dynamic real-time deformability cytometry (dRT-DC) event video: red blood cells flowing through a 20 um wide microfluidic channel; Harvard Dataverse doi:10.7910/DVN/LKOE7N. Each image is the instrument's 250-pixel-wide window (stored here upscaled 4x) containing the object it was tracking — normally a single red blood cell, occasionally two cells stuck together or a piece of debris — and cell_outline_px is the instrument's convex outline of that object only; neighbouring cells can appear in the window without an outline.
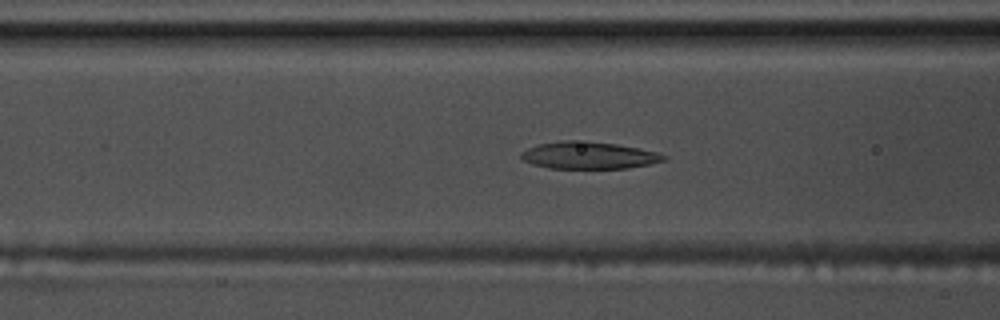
{"species": "common noctule bat (a hibernating species)", "species_latin": "Nyctalus noctula", "temperature_condition": "warm", "stored_images_in_passage": 59, "camera_frame_rate_fps": 3000, "um_per_image_px": 0.085, "animal": {"sex": "male", "body_mass_g": 17.5, "forearm_length_mm": 52.3}, "frame": {"image": 1, "passage_image": 24, "time_ms": 7.667, "image_size_px": [1000, 320], "cell_outline_px": [[668, 156], [664, 160], [648, 164], [628, 168], [548, 168], [532, 164], [524, 160], [520, 156], [520, 152], [536, 144], [564, 140], [588, 140], [616, 144], [656, 152]], "centroid_in_image_um": [49.99, 13.19], "position_along_channel_um": 116.6, "area_um2": 22.54}}
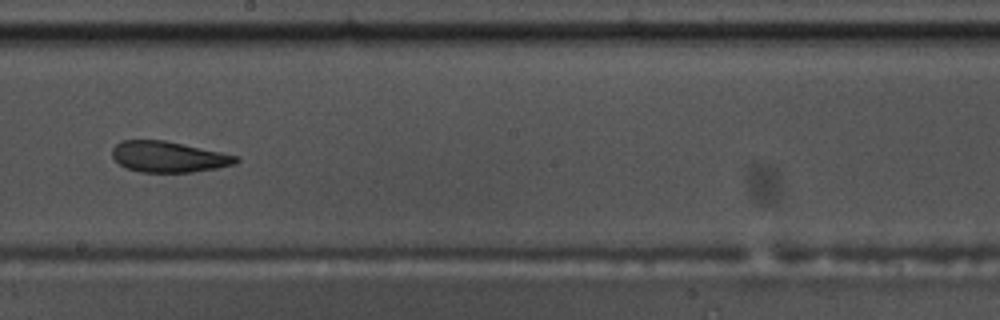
{"frame": {"image": 2, "passage_image": 34, "time_ms": 11.0, "image_size_px": [1000, 320], "cell_outline_px": [[240, 160], [236, 164], [216, 168], [192, 172], [140, 172], [124, 168], [112, 156], [112, 148], [116, 144], [124, 140], [164, 140], [240, 156]], "centroid_in_image_um": [14.34, 13.33], "position_along_channel_um": 233.9, "area_um2": 22.31}}
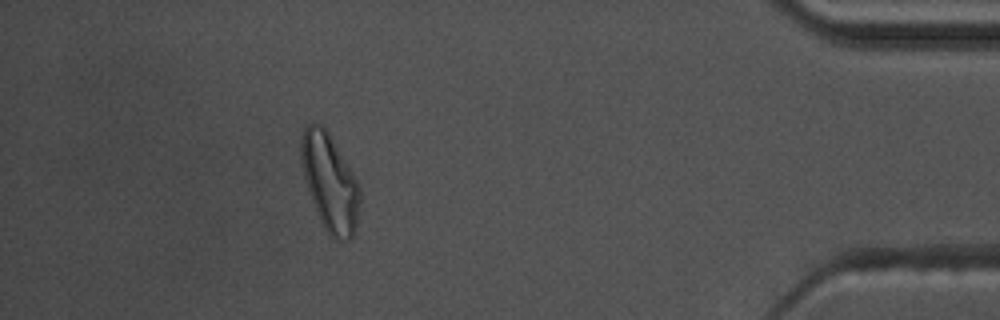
{"frame": {"image": 3, "passage_image": 53, "time_ms": 17.333, "image_size_px": [1000, 320], "cell_outline_px": [[360, 204], [356, 228], [352, 236], [348, 240], [336, 240], [324, 228], [316, 212], [304, 176], [300, 160], [300, 140], [304, 128], [308, 124], [320, 124], [328, 132], [352, 172], [360, 188]], "centroid_in_image_um": [28.03, 15.52], "position_along_channel_um": 407.2, "area_um2": 32.89}, "authors_computed_cell_mechanics": {"area_um2": 23.2934, "velocity_mm_per_s": 3.5347, "shape_relaxation_time_tau1_ms": 4.6621, "shape_relaxation_time_tau2_ms": 2.81, "deformation_change_tau1": 0.1652, "deformation_change_tau2": 0.1077}}